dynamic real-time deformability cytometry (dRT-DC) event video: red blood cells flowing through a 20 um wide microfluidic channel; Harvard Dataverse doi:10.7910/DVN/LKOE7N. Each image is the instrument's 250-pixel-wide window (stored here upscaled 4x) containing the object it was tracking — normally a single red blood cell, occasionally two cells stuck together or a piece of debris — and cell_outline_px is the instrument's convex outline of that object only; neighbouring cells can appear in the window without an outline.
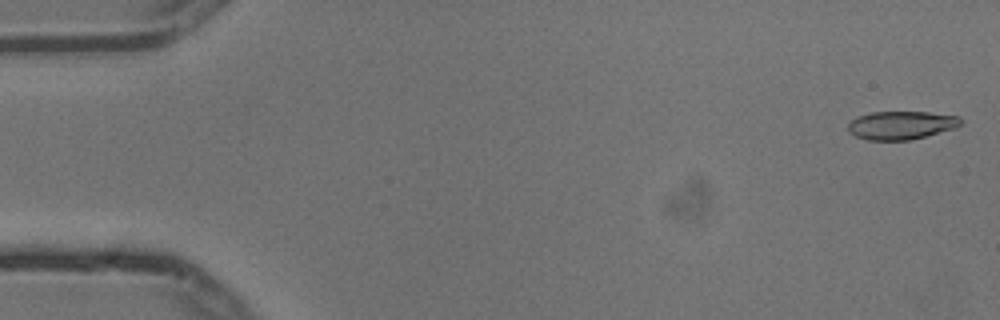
{"species": "common noctule bat (a hibernating species)", "species_latin": "Nyctalus noctula", "temperature_condition": "cold", "stored_images_in_passage": 6, "camera_frame_rate_fps": 3000, "um_per_image_px": 0.085, "animal": {"sex": "male", "body_mass_g": 13.3}, "frame": {"image": 1, "passage_image": 1, "time_ms": 0.0, "image_size_px": [1000, 320], "cell_outline_px": [[960, 124], [956, 128], [912, 140], [868, 140], [856, 136], [848, 132], [848, 124], [856, 116], [872, 112], [928, 112], [960, 116]], "centroid_in_image_um": [76.59, 10.64], "position_along_channel_um": 8.4, "area_um2": 18.67}}
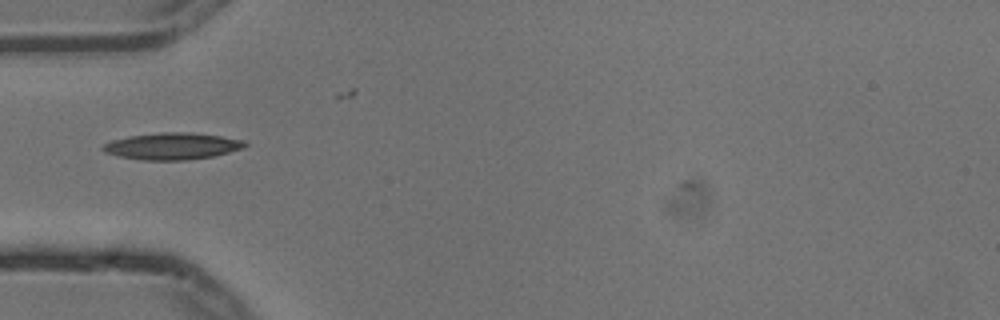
{"frame": {"image": 2, "passage_image": 5, "time_ms": 1.333, "image_size_px": [1000, 320], "cell_outline_px": [[248, 144], [244, 148], [212, 156], [184, 160], [144, 160], [120, 156], [104, 152], [100, 148], [104, 144], [112, 140], [128, 136], [160, 132], [188, 132], [220, 136], [244, 140]], "centroid_in_image_um": [14.63, 12.41], "position_along_channel_um": 70.4, "area_um2": 22.02}}